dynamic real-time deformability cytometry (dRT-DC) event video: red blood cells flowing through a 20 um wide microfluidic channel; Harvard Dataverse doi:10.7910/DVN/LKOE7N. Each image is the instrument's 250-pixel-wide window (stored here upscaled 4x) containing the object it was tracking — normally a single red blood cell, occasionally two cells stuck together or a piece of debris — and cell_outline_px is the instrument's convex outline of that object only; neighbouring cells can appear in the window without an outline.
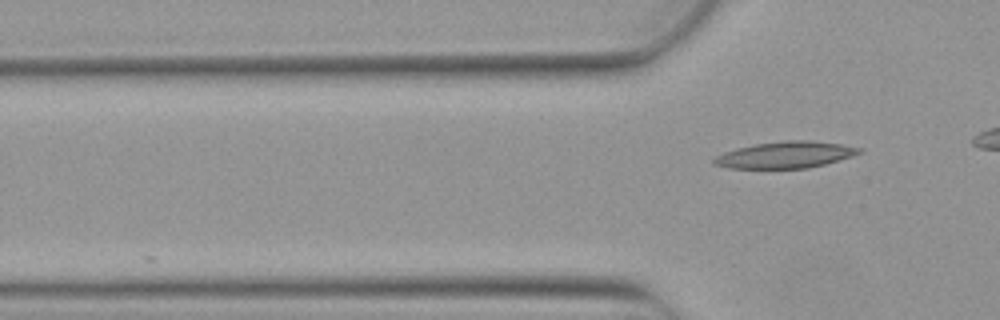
{"species": "Egyptian fruit bat (a non-hibernating species)", "species_latin": "Rousettus aegyptiacus", "temperature_condition": "warm", "stored_images_in_passage": 2, "camera_frame_rate_fps": 3000, "um_per_image_px": 0.085, "animal": {"sex": "female"}, "frame": {"image": 1, "passage_image": 2, "time_ms": 0.333, "image_size_px": [1000, 320], "cell_outline_px": [[864, 152], [852, 156], [824, 164], [808, 168], [728, 168], [712, 164], [712, 160], [716, 156], [724, 152], [736, 148], [756, 144], [788, 140], [812, 140], [840, 144], [864, 148]], "centroid_in_image_um": [66.77, 13.16], "position_along_channel_um": 59.0, "area_um2": 22.48}}